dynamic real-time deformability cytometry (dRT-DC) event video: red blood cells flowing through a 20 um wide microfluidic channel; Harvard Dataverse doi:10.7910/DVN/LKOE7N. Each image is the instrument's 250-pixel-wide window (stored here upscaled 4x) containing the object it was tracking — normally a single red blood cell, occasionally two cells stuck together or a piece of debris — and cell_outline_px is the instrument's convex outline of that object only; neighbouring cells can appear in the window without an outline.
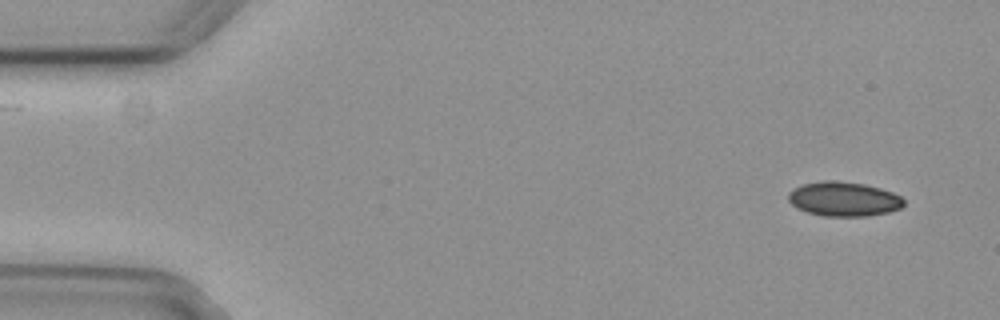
{"species": "common noctule bat (a hibernating species)", "species_latin": "Nyctalus noctula", "temperature_condition": "cold", "stored_images_in_passage": 5, "camera_frame_rate_fps": 3000, "um_per_image_px": 0.085, "animal": {"sex": "female", "body_mass_g": 29.2, "forearm_length_mm": 56.3}, "frame": {"image": 1, "passage_image": 1, "time_ms": 0.0, "image_size_px": [1000, 320], "cell_outline_px": [[904, 204], [900, 208], [888, 212], [868, 216], [824, 216], [808, 212], [792, 204], [788, 200], [788, 192], [804, 184], [824, 180], [828, 180], [864, 184], [880, 188], [892, 192], [900, 196], [904, 200]], "centroid_in_image_um": [71.74, 16.92], "position_along_channel_um": 13.3, "area_um2": 22.89}}
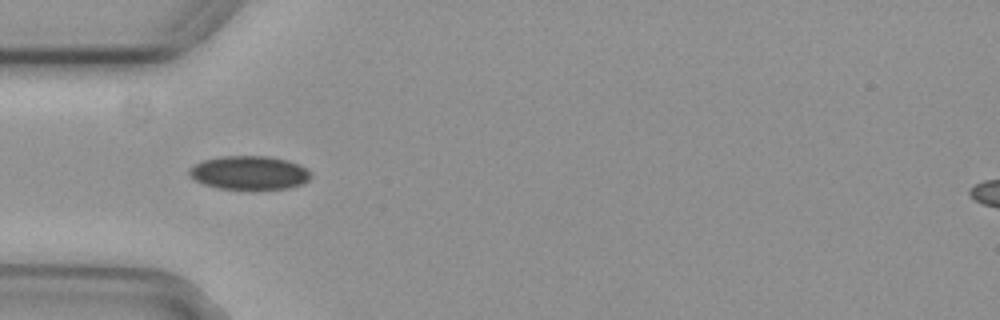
{"frame": {"image": 2, "passage_image": 4, "time_ms": 1.0, "image_size_px": [1000, 320], "cell_outline_px": [[312, 176], [308, 180], [300, 184], [288, 188], [252, 192], [216, 188], [204, 184], [188, 176], [188, 168], [204, 160], [224, 156], [268, 156], [288, 160], [300, 164], [312, 172]], "centroid_in_image_um": [21.21, 14.73], "position_along_channel_um": 63.8, "area_um2": 24.74}}